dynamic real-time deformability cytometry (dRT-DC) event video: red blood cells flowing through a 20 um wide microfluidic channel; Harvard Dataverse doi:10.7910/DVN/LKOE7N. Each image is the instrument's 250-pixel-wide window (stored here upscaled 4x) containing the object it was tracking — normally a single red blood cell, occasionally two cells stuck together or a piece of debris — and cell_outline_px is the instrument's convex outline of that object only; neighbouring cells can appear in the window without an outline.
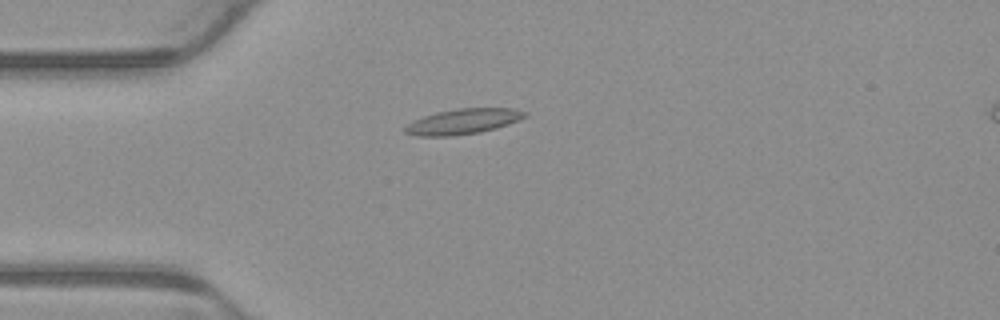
{"species": "common noctule bat (a hibernating species)", "species_latin": "Nyctalus noctula", "temperature_condition": "warm", "stored_images_in_passage": 5, "camera_frame_rate_fps": 3000, "um_per_image_px": 0.085, "animal": {"sex": "male", "body_mass_g": 23.1, "forearm_length_mm": 52.7}, "frame": {"image": 1, "passage_image": 4, "time_ms": 1.0, "image_size_px": [1000, 320], "cell_outline_px": [[528, 116], [508, 124], [496, 128], [480, 132], [452, 136], [416, 136], [404, 132], [404, 128], [412, 120], [436, 112], [456, 108], [516, 108], [528, 112]], "centroid_in_image_um": [39.37, 10.32], "position_along_channel_um": 45.6, "area_um2": 17.86}}